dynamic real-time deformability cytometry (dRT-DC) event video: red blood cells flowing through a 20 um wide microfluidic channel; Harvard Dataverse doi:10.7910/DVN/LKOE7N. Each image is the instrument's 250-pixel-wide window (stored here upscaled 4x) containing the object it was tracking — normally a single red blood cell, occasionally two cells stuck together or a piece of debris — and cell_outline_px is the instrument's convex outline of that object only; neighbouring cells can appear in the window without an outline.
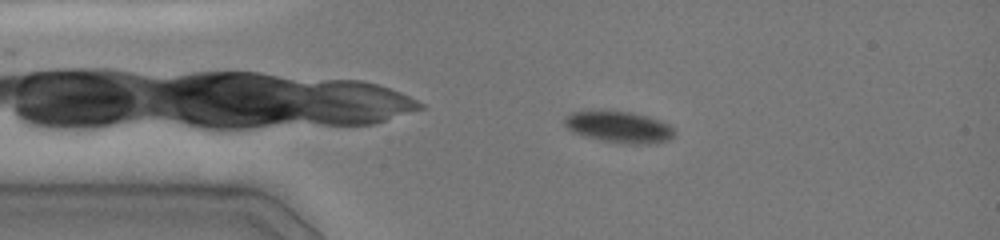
{"species": "common noctule bat (a hibernating species)", "species_latin": "Nyctalus noctula", "temperature_condition": "cold", "stored_images_in_passage": 57, "camera_frame_rate_fps": 3000, "um_per_image_px": 0.085, "animal": {"sex": "female", "body_mass_g": 19.0, "forearm_length_mm": 51.5}, "frame": {"image": 1, "passage_image": 5, "time_ms": 1.0, "image_size_px": [1000, 240], "cell_outline_px": [[676, 136], [668, 140], [656, 144], [624, 144], [600, 140], [584, 136], [572, 132], [564, 124], [564, 116], [572, 112], [600, 108], [628, 112], [648, 116], [660, 120], [668, 124], [676, 132]], "centroid_in_image_um": [52.6, 10.78], "position_along_channel_um": 32.4, "area_um2": 20.92}}
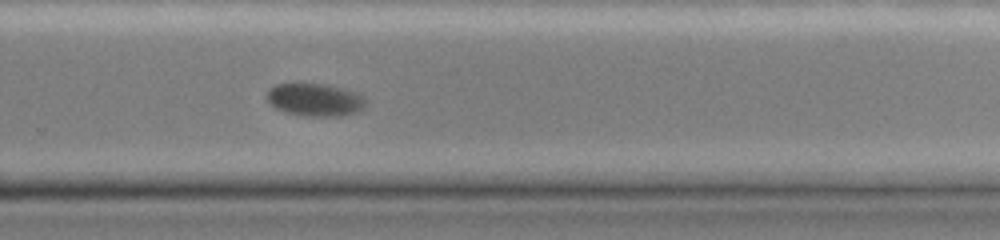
{"frame": {"image": 2, "passage_image": 35, "time_ms": 8.667, "image_size_px": [1000, 240], "cell_outline_px": [[368, 100], [364, 108], [356, 112], [344, 116], [304, 116], [284, 112], [268, 104], [264, 96], [268, 88], [276, 84], [324, 84], [340, 88], [364, 96]], "centroid_in_image_um": [26.72, 8.49], "position_along_channel_um": 303.1, "area_um2": 19.13}}
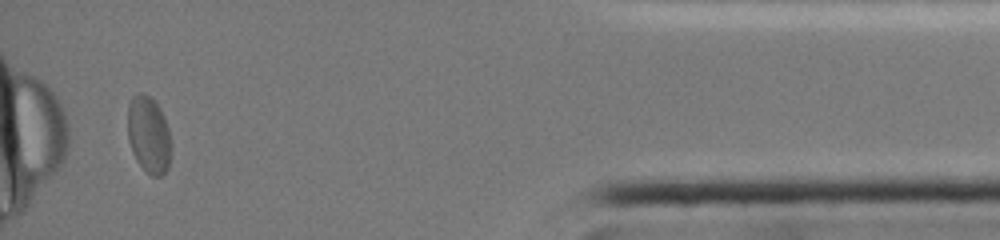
{"frame": {"image": 3, "passage_image": 52, "time_ms": 13.0, "image_size_px": [1000, 240], "cell_outline_px": [[168, 168], [160, 176], [152, 176], [136, 160], [132, 152], [128, 140], [128, 104], [132, 96], [136, 92], [144, 92], [160, 108], [164, 116], [168, 128]], "centroid_in_image_um": [12.58, 11.4], "position_along_channel_um": 422.6, "area_um2": 19.02}, "authors_computed_cell_mechanics": {"area_um2": 19.941, "velocity_mm_per_s": 3.9485, "shape_relaxation_time_tau1_ms": 0.8921, "shape_relaxation_time_tau2_ms": null, "deformation_change_tau1": 0.0622, "deformation_change_tau2": null}}